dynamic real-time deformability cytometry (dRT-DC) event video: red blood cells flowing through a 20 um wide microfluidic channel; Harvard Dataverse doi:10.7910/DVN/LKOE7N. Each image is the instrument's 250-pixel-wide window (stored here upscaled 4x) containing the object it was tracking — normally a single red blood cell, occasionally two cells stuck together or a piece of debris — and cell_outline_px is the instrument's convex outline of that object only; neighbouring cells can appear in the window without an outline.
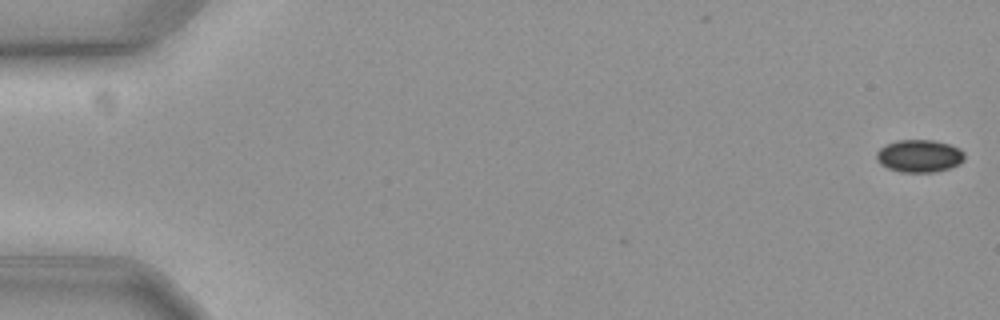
{"species": "common noctule bat (a hibernating species)", "species_latin": "Nyctalus noctula", "temperature_condition": "cold", "stored_images_in_passage": 59, "camera_frame_rate_fps": 3000, "um_per_image_px": 0.085, "animal": {"sex": "female", "body_mass_g": 19.3, "forearm_length_mm": 54.1}, "frame": {"image": 1, "passage_image": 1, "time_ms": 0.0, "image_size_px": [1000, 320], "cell_outline_px": [[964, 160], [948, 168], [932, 172], [904, 172], [888, 168], [880, 164], [876, 160], [876, 152], [880, 148], [896, 140], [936, 140], [960, 148], [964, 152]], "centroid_in_image_um": [78.12, 13.24], "position_along_channel_um": 6.9, "area_um2": 16.59}}
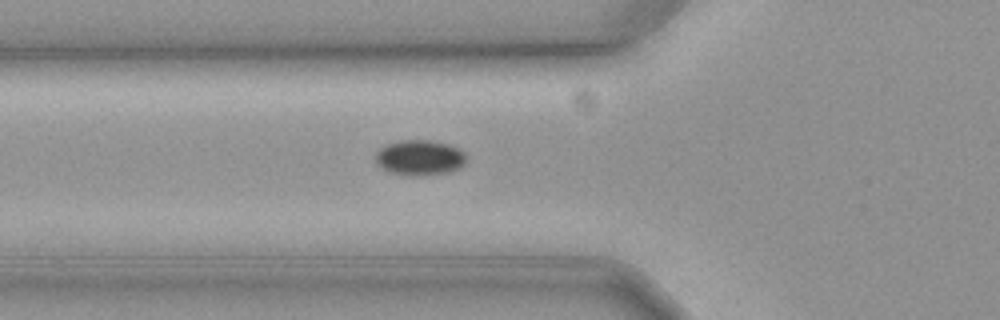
{"frame": {"image": 2, "passage_image": 22, "time_ms": 7.0, "image_size_px": [1000, 320], "cell_outline_px": [[468, 156], [464, 164], [460, 168], [448, 172], [424, 176], [408, 176], [388, 172], [380, 168], [376, 164], [376, 152], [380, 148], [388, 144], [400, 140], [432, 140], [448, 144], [460, 148]], "centroid_in_image_um": [35.69, 13.41], "position_along_channel_um": 90.1, "area_um2": 19.13}}
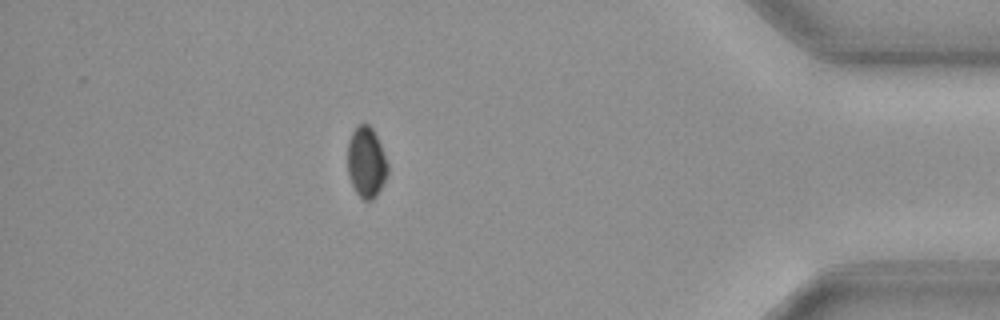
{"frame": {"image": 3, "passage_image": 52, "time_ms": 17.0, "image_size_px": [1000, 320], "cell_outline_px": [[388, 172], [376, 196], [372, 200], [364, 200], [356, 192], [352, 184], [348, 172], [348, 140], [352, 132], [360, 124], [368, 124], [372, 128], [380, 144], [388, 164]], "centroid_in_image_um": [31.13, 13.79], "position_along_channel_um": 404.1, "area_um2": 16.24}, "authors_computed_cell_mechanics": {"area_um2": 17.3978, "velocity_mm_per_s": 3.5976, "shape_relaxation_time_tau1_ms": 0.3338, "shape_relaxation_time_tau2_ms": null, "deformation_change_tau1": 0.0304, "deformation_change_tau2": null}}